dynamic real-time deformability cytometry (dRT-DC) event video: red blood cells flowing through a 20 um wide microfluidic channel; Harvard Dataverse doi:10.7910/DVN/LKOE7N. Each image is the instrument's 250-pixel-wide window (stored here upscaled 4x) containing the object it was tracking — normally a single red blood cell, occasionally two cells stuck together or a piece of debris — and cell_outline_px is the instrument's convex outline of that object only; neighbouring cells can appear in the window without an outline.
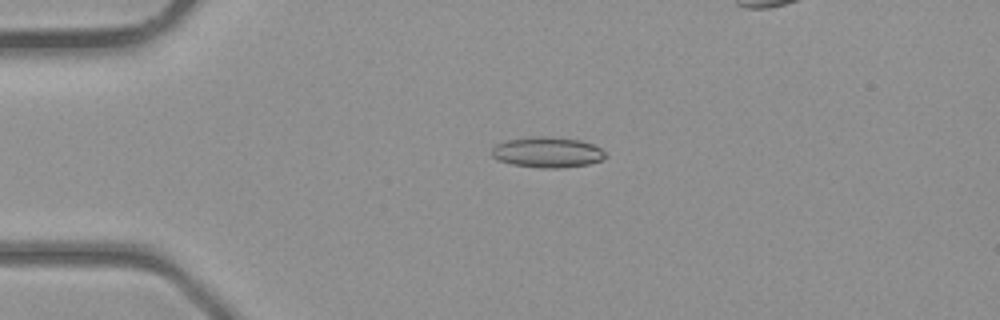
{"species": "common noctule bat (a hibernating species)", "species_latin": "Nyctalus noctula", "temperature_condition": "room temperature", "stored_images_in_passage": 22, "camera_frame_rate_fps": 3000, "um_per_image_px": 0.085, "animal": {"sex": "male", "body_mass_g": 23.1, "forearm_length_mm": 52.7}, "frame": {"image": 1, "passage_image": 1, "time_ms": 0.0, "image_size_px": [1000, 320], "cell_outline_px": [[608, 156], [604, 160], [588, 164], [564, 168], [540, 168], [512, 164], [500, 160], [492, 156], [492, 148], [496, 144], [504, 140], [536, 136], [544, 136], [580, 140], [592, 144], [600, 148]], "centroid_in_image_um": [46.55, 12.95], "position_along_channel_um": 38.5, "area_um2": 20.35}}
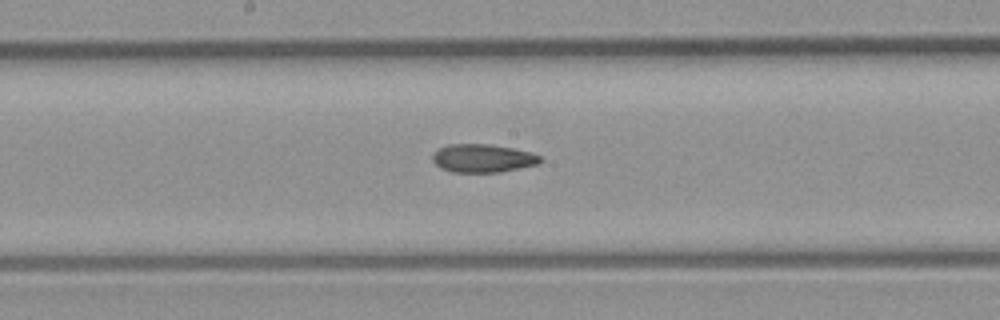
{"frame": {"image": 2, "passage_image": 13, "time_ms": 4.0, "image_size_px": [1000, 320], "cell_outline_px": [[544, 160], [536, 164], [520, 168], [500, 172], [452, 172], [440, 168], [432, 160], [432, 156], [440, 148], [448, 144], [488, 144], [512, 148], [532, 152], [540, 156]], "centroid_in_image_um": [41.05, 13.45], "position_along_channel_um": 207.2, "area_um2": 17.69}}
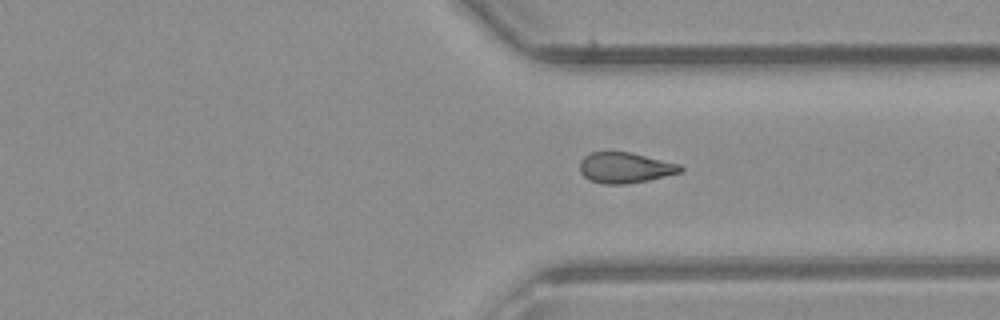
{"frame": {"image": 3, "passage_image": 22, "time_ms": 7.0, "image_size_px": [1000, 320], "cell_outline_px": [[684, 172], [648, 180], [624, 184], [604, 184], [588, 180], [580, 172], [580, 160], [584, 156], [592, 152], [632, 152], [680, 164], [684, 168]], "centroid_in_image_um": [53.15, 14.25], "position_along_channel_um": 358.2, "area_um2": 18.15}}